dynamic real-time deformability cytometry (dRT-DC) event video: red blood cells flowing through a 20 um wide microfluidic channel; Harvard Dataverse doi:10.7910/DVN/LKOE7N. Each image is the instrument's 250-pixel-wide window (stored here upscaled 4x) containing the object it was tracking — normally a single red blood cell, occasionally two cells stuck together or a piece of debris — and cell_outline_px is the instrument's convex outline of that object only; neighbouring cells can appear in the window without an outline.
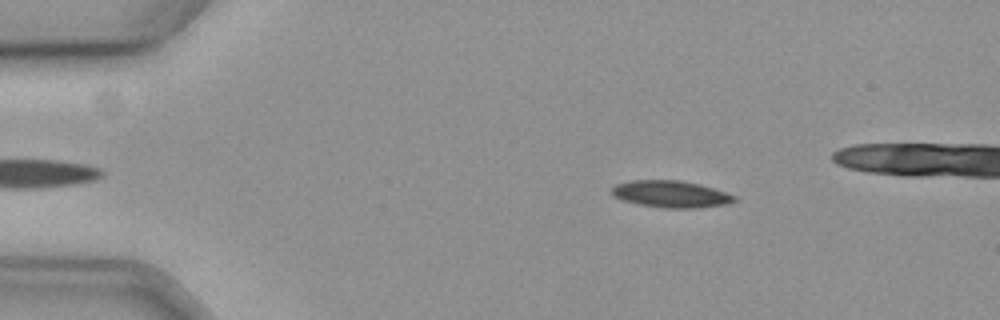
{"species": "common noctule bat (a hibernating species)", "species_latin": "Nyctalus noctula", "temperature_condition": "cold", "stored_images_in_passage": 47, "camera_frame_rate_fps": 3000, "um_per_image_px": 0.085, "animal": {"sex": "female", "body_mass_g": 19.3, "forearm_length_mm": 54.1}, "frame": {"image": 1, "passage_image": 8, "time_ms": 2.333, "image_size_px": [1000, 320], "cell_outline_px": [[736, 200], [724, 204], [692, 208], [668, 208], [640, 204], [620, 200], [612, 196], [612, 188], [616, 184], [628, 180], [680, 180], [700, 184], [736, 196]], "centroid_in_image_um": [56.96, 16.48], "position_along_channel_um": 28.0, "area_um2": 19.02}}
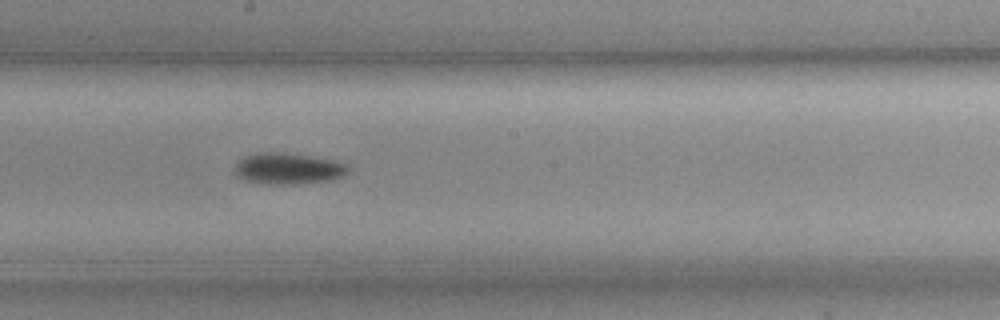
{"frame": {"image": 2, "passage_image": 30, "time_ms": 9.667, "image_size_px": [1000, 320], "cell_outline_px": [[352, 168], [344, 176], [332, 180], [292, 184], [260, 184], [244, 180], [236, 176], [236, 164], [244, 156], [260, 152], [284, 152], [332, 160], [348, 164]], "centroid_in_image_um": [24.51, 14.34], "position_along_channel_um": 223.7, "area_um2": 20.81}}
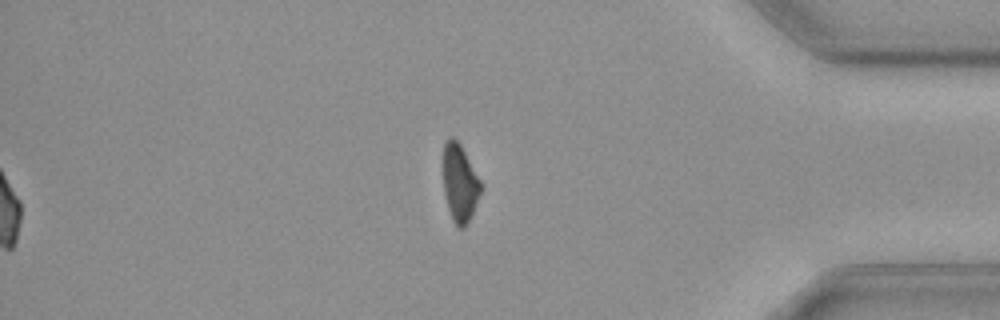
{"frame": {"image": 3, "passage_image": 47, "time_ms": 15.333, "image_size_px": [1000, 320], "cell_outline_px": [[484, 188], [464, 228], [456, 228], [452, 220], [444, 196], [444, 144], [452, 136], [460, 144], [484, 184]], "centroid_in_image_um": [39.12, 15.59], "position_along_channel_um": 396.1, "area_um2": 17.11}, "authors_computed_cell_mechanics": {"area_um2": 19.7098, "velocity_mm_per_s": 3.5862, "shape_relaxation_time_tau1_ms": 4.0127, "shape_relaxation_time_tau2_ms": null, "deformation_change_tau1": 0.098, "deformation_change_tau2": null}}